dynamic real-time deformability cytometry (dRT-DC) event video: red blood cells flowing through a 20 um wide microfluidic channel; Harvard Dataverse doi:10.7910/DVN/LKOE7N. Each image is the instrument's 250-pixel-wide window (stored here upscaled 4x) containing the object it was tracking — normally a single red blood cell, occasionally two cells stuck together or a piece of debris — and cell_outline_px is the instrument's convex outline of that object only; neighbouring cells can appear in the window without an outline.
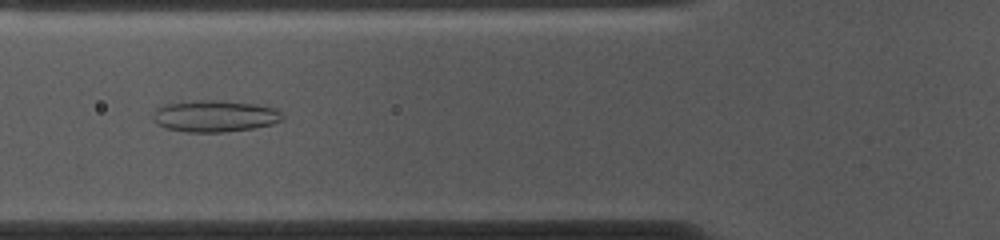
{"species": "common noctule bat (a hibernating species)", "species_latin": "Nyctalus noctula", "temperature_condition": "cold", "stored_images_in_passage": 52, "camera_frame_rate_fps": 3000, "um_per_image_px": 0.085, "animal": {"sex": "female", "body_mass_g": 10.0, "forearm_length_mm": 53.1}, "frame": {"image": 1, "passage_image": 18, "time_ms": 5.667, "image_size_px": [1000, 240], "cell_outline_px": [[284, 120], [272, 124], [252, 128], [224, 132], [184, 132], [164, 128], [156, 124], [152, 116], [152, 112], [164, 104], [200, 100], [224, 100], [260, 104], [276, 108], [284, 116]], "centroid_in_image_um": [18.27, 9.86], "position_along_channel_um": 107.5, "area_um2": 24.28}}
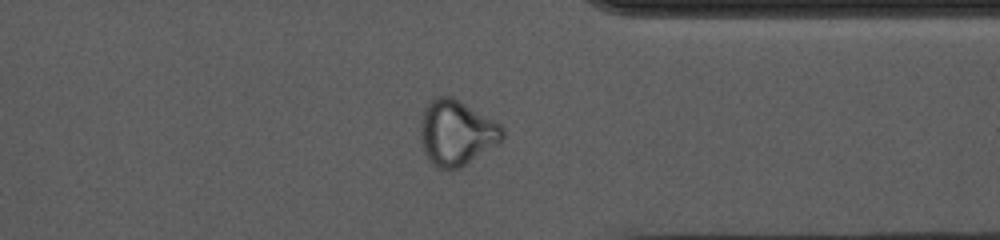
{"frame": {"image": 2, "passage_image": 40, "time_ms": 13.0, "image_size_px": [1000, 240], "cell_outline_px": [[504, 140], [460, 168], [436, 168], [432, 164], [424, 152], [420, 144], [420, 116], [424, 108], [432, 96], [452, 96], [500, 124], [504, 128]], "centroid_in_image_um": [38.76, 11.27], "position_along_channel_um": 372.6, "area_um2": 31.5}}
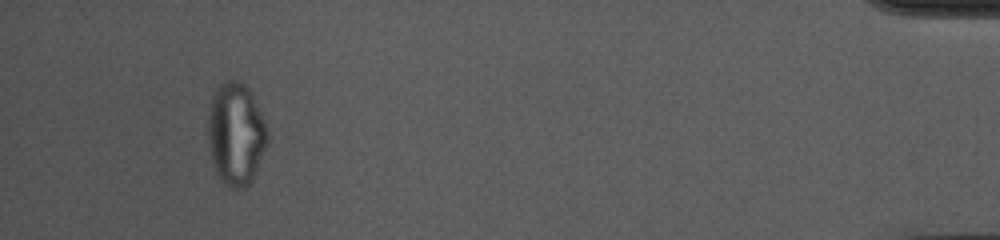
{"frame": {"image": 3, "passage_image": 49, "time_ms": 16.0, "image_size_px": [1000, 240], "cell_outline_px": [[268, 144], [252, 180], [244, 188], [232, 188], [220, 180], [212, 164], [208, 140], [208, 120], [212, 96], [216, 88], [224, 80], [240, 80], [248, 88], [264, 120], [268, 132]], "centroid_in_image_um": [20.05, 11.39], "position_along_channel_um": 415.2, "area_um2": 35.55}, "authors_computed_cell_mechanics": {"area_um2": 28.8711, "velocity_mm_per_s": 3.6931, "shape_relaxation_time_tau1_ms": null, "shape_relaxation_time_tau2_ms": 1.8636, "deformation_change_tau1": null, "deformation_change_tau2": 0.0971}}